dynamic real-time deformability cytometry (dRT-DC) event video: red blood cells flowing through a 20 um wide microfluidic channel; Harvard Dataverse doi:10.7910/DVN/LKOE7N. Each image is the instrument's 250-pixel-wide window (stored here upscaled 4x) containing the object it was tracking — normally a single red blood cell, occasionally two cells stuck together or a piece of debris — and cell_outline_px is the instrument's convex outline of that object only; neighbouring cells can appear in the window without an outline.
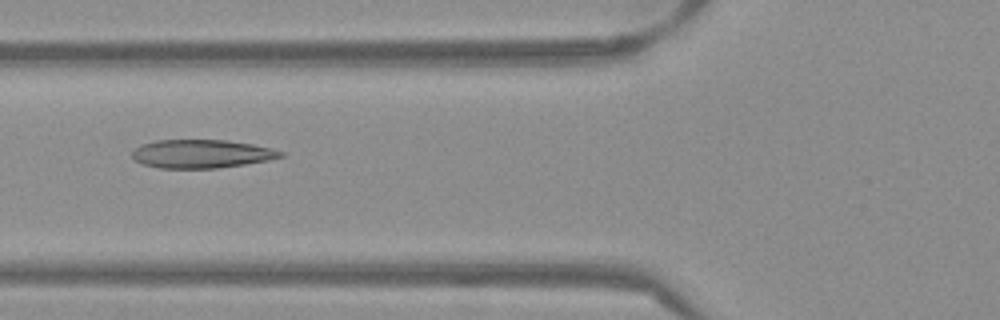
{"species": "Egyptian fruit bat (a non-hibernating species)", "species_latin": "Rousettus aegyptiacus", "temperature_condition": "warm", "stored_images_in_passage": 29, "camera_frame_rate_fps": 3000, "um_per_image_px": 0.085, "frame": {"image": 1, "passage_image": 20, "time_ms": 6.333, "image_size_px": [1000, 320], "cell_outline_px": [[284, 156], [268, 160], [244, 164], [216, 168], [160, 168], [144, 164], [136, 160], [132, 156], [132, 152], [140, 144], [156, 140], [228, 140], [252, 144], [272, 148], [284, 152]], "centroid_in_image_um": [17.14, 13.07], "position_along_channel_um": 108.7, "area_um2": 24.51}}
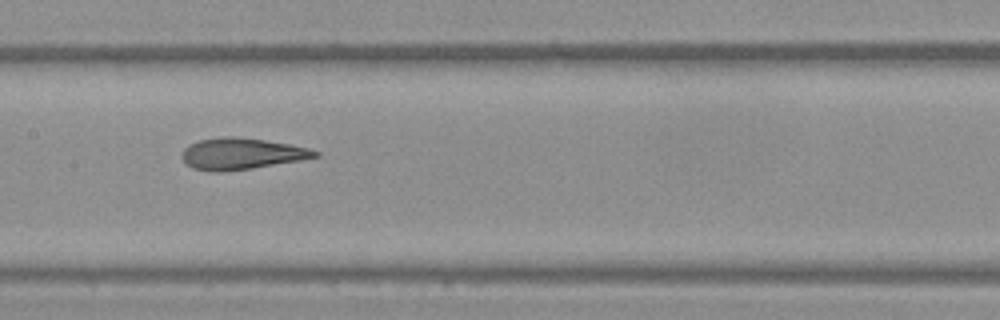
{"frame": {"image": 2, "passage_image": 26, "time_ms": 8.333, "image_size_px": [1000, 320], "cell_outline_px": [[320, 156], [300, 160], [252, 168], [220, 172], [212, 172], [192, 168], [184, 164], [180, 156], [184, 148], [188, 144], [200, 140], [224, 136], [232, 136], [264, 140], [288, 144], [308, 148], [320, 152]], "centroid_in_image_um": [20.46, 13.07], "position_along_channel_um": 186.9, "area_um2": 24.39}}
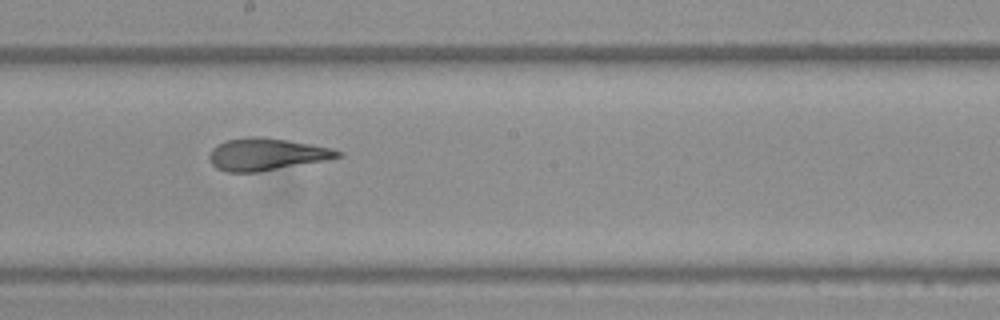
{"frame": {"image": 3, "passage_image": 29, "time_ms": 9.333, "image_size_px": [1000, 320], "cell_outline_px": [[344, 156], [328, 160], [256, 172], [228, 172], [216, 168], [212, 164], [208, 156], [212, 148], [228, 140], [248, 136], [260, 136], [288, 140], [312, 144], [332, 148], [344, 152]], "centroid_in_image_um": [22.7, 13.11], "position_along_channel_um": 225.5, "area_um2": 24.16}}